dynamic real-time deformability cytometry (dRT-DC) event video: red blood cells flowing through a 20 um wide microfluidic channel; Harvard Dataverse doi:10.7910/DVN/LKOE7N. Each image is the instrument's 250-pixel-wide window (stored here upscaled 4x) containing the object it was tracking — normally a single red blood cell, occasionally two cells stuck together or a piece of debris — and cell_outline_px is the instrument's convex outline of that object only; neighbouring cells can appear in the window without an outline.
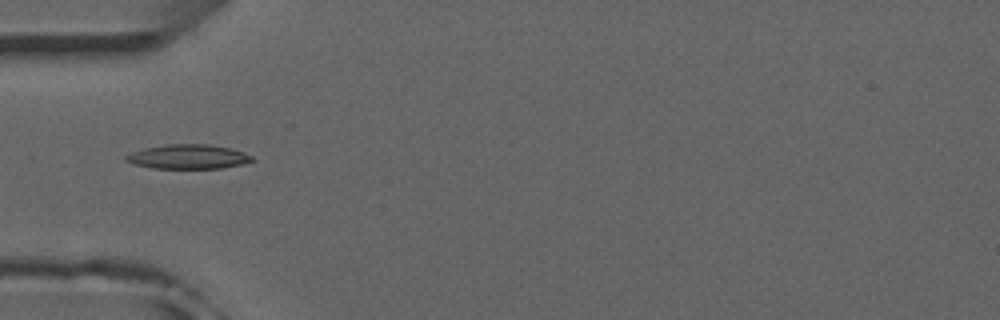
{"species": "common noctule bat (a hibernating species)", "species_latin": "Nyctalus noctula", "temperature_condition": "room temperature", "stored_images_in_passage": 15, "camera_frame_rate_fps": 3000, "um_per_image_px": 0.085, "animal": {"sex": "male", "forearm_length_mm": 52.5}, "frame": {"image": 1, "passage_image": 1, "time_ms": 0.0, "image_size_px": [1000, 320], "cell_outline_px": [[256, 160], [244, 164], [220, 168], [152, 168], [136, 164], [124, 160], [124, 156], [132, 152], [144, 148], [168, 144], [208, 144], [232, 148], [244, 152], [252, 156]], "centroid_in_image_um": [16.03, 13.31], "position_along_channel_um": 69.0, "area_um2": 17.98}}
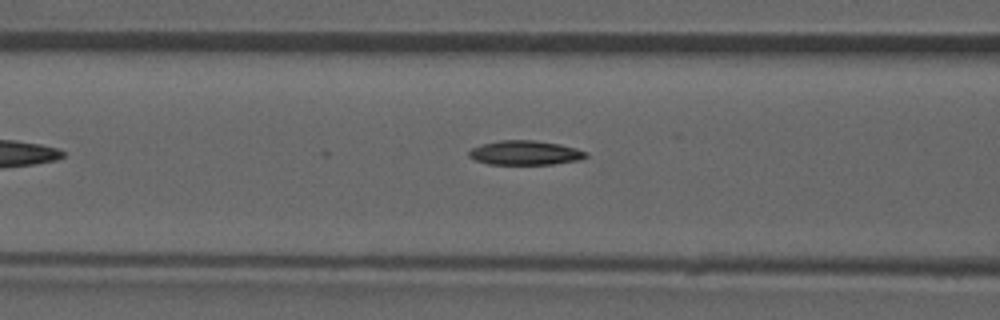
{"frame": {"image": 2, "passage_image": 5, "time_ms": 1.333, "image_size_px": [1000, 320], "cell_outline_px": [[588, 156], [580, 160], [552, 164], [488, 164], [476, 160], [468, 156], [468, 152], [472, 148], [484, 144], [500, 140], [532, 140], [560, 144], [576, 148], [588, 152]], "centroid_in_image_um": [44.67, 12.99], "position_along_channel_um": 121.9, "area_um2": 16.53}}